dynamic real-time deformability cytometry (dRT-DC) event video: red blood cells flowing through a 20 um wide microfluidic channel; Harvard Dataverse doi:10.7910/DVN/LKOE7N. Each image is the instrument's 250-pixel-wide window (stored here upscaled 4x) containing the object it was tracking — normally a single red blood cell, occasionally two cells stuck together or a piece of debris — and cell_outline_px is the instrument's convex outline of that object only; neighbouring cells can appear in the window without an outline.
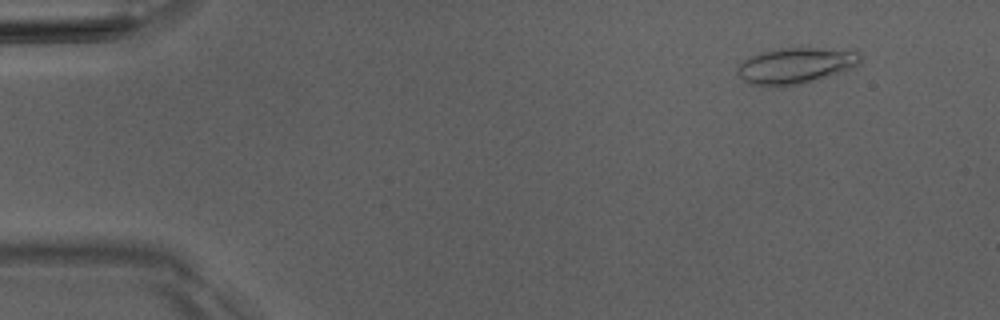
{"species": "Egyptian fruit bat (a non-hibernating species)", "species_latin": "Rousettus aegyptiacus", "temperature_condition": "room temperature", "stored_images_in_passage": 3, "camera_frame_rate_fps": 3000, "um_per_image_px": 0.085, "animal": {"sex": "male"}, "frame": {"image": 1, "passage_image": 1, "time_ms": 0.0, "image_size_px": [1000, 320], "cell_outline_px": [[860, 64], [816, 80], [804, 84], [784, 88], [768, 88], [748, 84], [736, 72], [740, 64], [744, 60], [752, 56], [764, 52], [780, 48], [816, 48], [860, 52]], "centroid_in_image_um": [67.56, 5.63], "position_along_channel_um": 17.4, "area_um2": 25.84}}